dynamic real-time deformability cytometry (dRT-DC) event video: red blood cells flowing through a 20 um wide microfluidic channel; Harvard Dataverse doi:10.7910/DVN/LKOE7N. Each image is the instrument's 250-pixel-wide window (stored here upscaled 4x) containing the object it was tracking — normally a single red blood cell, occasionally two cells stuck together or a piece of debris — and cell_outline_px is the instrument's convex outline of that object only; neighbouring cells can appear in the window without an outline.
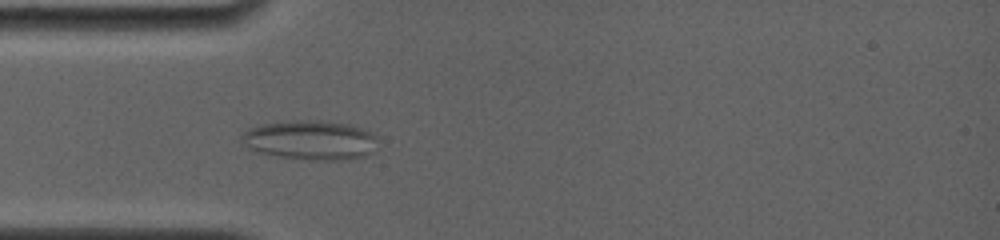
{"species": "common noctule bat (a hibernating species)", "species_latin": "Nyctalus noctula", "temperature_condition": "room temperature", "stored_images_in_passage": 31, "camera_frame_rate_fps": 4000, "um_per_image_px": 0.085, "animal": {"sex": "female", "body_mass_g": 19.0, "forearm_length_mm": 56.7}, "frame": {"image": 1, "passage_image": 7, "time_ms": 2.5, "image_size_px": [1000, 240], "cell_outline_px": [[376, 136], [372, 152], [364, 156], [348, 160], [312, 160], [276, 156], [256, 152], [240, 140], [240, 136], [248, 128], [260, 124], [292, 120], [320, 120], [352, 124], [364, 128]], "centroid_in_image_um": [26.36, 11.9], "position_along_channel_um": 58.6, "area_um2": 31.56}}
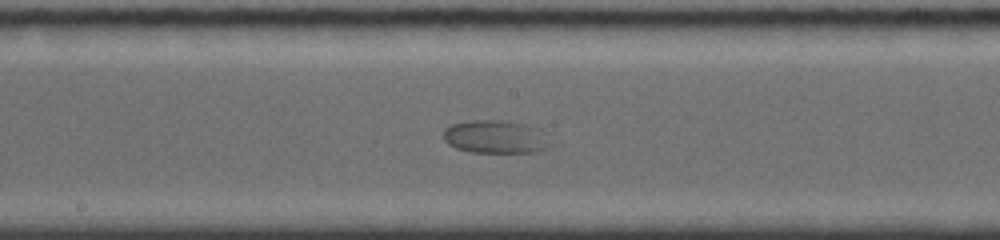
{"frame": {"image": 2, "passage_image": 17, "time_ms": 6.5, "image_size_px": [1000, 240], "cell_outline_px": [[556, 144], [552, 148], [532, 152], [472, 152], [456, 148], [448, 144], [444, 140], [444, 128], [452, 124], [472, 120], [500, 120], [524, 124], [540, 128], [548, 132]], "centroid_in_image_um": [42.26, 11.63], "position_along_channel_um": 205.9, "area_um2": 21.27}}
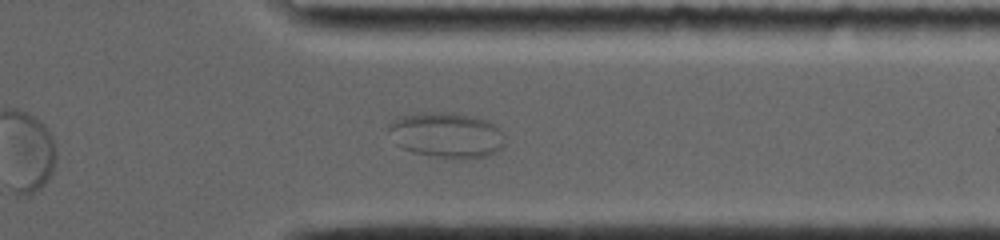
{"frame": {"image": 3, "passage_image": 27, "time_ms": 11.0, "image_size_px": [1000, 240], "cell_outline_px": [[504, 148], [496, 152], [484, 156], [432, 156], [412, 152], [396, 144], [388, 132], [388, 124], [396, 116], [420, 112], [452, 112], [476, 116], [488, 120], [500, 128], [504, 132]], "centroid_in_image_um": [37.94, 11.42], "position_along_channel_um": 373.5, "area_um2": 30.87}}